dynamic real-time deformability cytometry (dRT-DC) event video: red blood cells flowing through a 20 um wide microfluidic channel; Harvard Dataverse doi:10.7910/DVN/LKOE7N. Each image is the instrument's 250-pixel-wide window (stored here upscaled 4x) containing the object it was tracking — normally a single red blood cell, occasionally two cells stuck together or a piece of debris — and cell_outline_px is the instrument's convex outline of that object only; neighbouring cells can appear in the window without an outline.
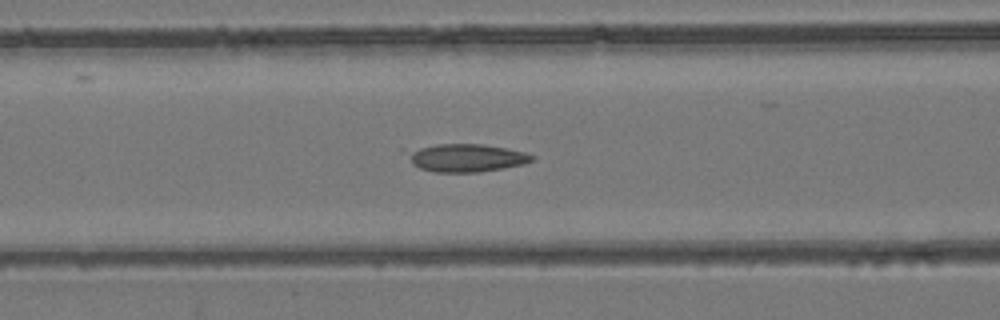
{"species": "common noctule bat (a hibernating species)", "species_latin": "Nyctalus noctula", "temperature_condition": "room temperature", "stored_images_in_passage": 54, "camera_frame_rate_fps": 3000, "um_per_image_px": 0.085, "animal": {"sex": "female", "body_mass_g": 24.6, "forearm_length_mm": 56.2}, "frame": {"image": 1, "passage_image": 23, "time_ms": 7.333, "image_size_px": [1000, 320], "cell_outline_px": [[536, 156], [532, 160], [524, 164], [504, 168], [480, 172], [436, 172], [420, 168], [412, 164], [412, 152], [420, 148], [436, 144], [480, 144], [504, 148], [524, 152]], "centroid_in_image_um": [39.74, 13.43], "position_along_channel_um": 126.9, "area_um2": 19.65}}
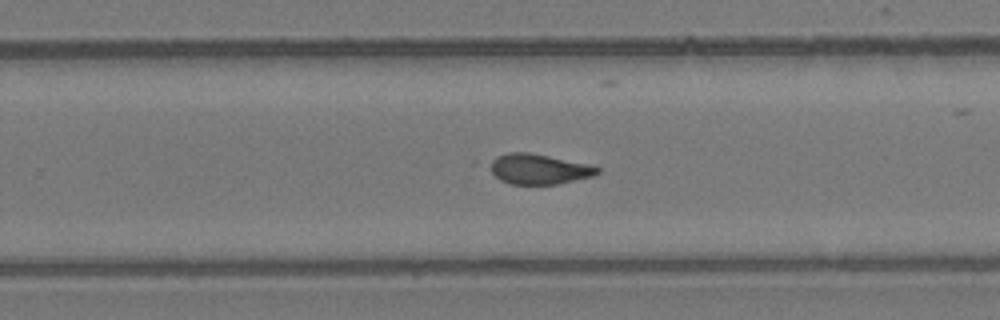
{"frame": {"image": 2, "passage_image": 35, "time_ms": 11.333, "image_size_px": [1000, 320], "cell_outline_px": [[600, 172], [592, 176], [556, 184], [508, 184], [500, 180], [484, 164], [488, 160], [496, 156], [508, 152], [528, 152], [588, 164], [600, 168]], "centroid_in_image_um": [45.69, 14.36], "position_along_channel_um": 284.1, "area_um2": 19.07}}
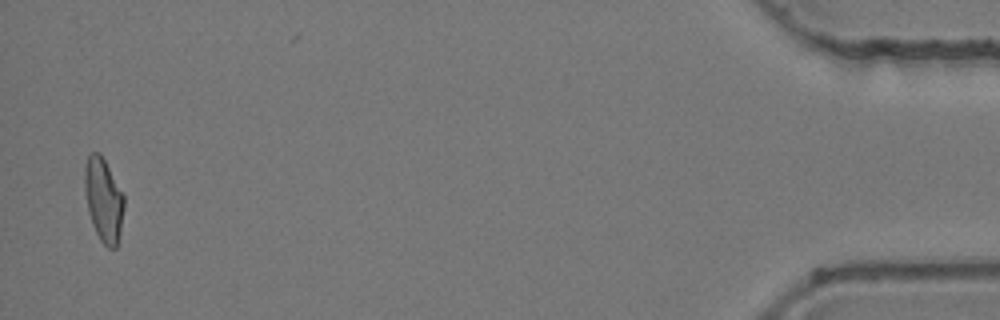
{"frame": {"image": 3, "passage_image": 53, "time_ms": 17.333, "image_size_px": [1000, 320], "cell_outline_px": [[124, 204], [120, 232], [116, 248], [108, 248], [100, 240], [92, 224], [88, 208], [84, 188], [84, 168], [88, 156], [92, 152], [100, 152], [124, 196]], "centroid_in_image_um": [8.79, 16.98], "position_along_channel_um": 426.4, "area_um2": 18.96}, "authors_computed_cell_mechanics": {"area_um2": 19.5653, "velocity_mm_per_s": 3.931, "shape_relaxation_time_tau1_ms": 9.1812, "shape_relaxation_time_tau2_ms": 1.1014, "deformation_change_tau1": 0.1894, "deformation_change_tau2": 0.0628}}